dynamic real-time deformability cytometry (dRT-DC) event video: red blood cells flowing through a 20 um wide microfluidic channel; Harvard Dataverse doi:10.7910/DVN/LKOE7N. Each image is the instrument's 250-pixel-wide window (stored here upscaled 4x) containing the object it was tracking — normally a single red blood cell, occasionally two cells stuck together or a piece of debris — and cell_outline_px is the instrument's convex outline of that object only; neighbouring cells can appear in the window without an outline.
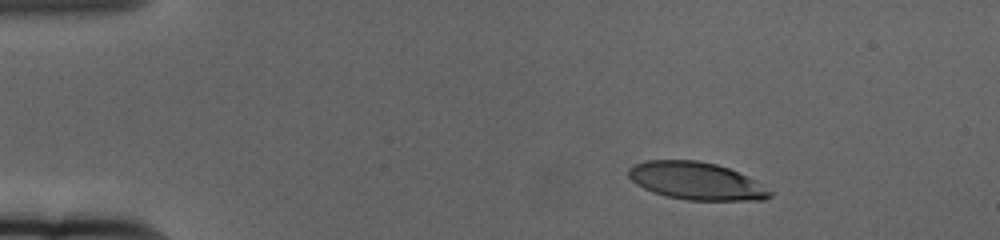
{"species": "human", "species_latin": "Homo sapiens", "temperature_condition": "cold", "stored_images_in_passage": 53, "camera_frame_rate_fps": 3000, "um_per_image_px": 0.085, "donor": {"sex": "female"}, "frame": {"image": 1, "passage_image": 1, "time_ms": 0.0, "image_size_px": [1000, 240], "cell_outline_px": [[772, 196], [764, 200], [688, 200], [664, 196], [652, 192], [636, 184], [628, 176], [628, 168], [632, 164], [648, 160], [696, 160], [716, 164], [728, 168], [748, 176], [756, 180], [772, 192]], "centroid_in_image_um": [59.17, 15.38], "position_along_channel_um": 25.8, "area_um2": 31.1}}
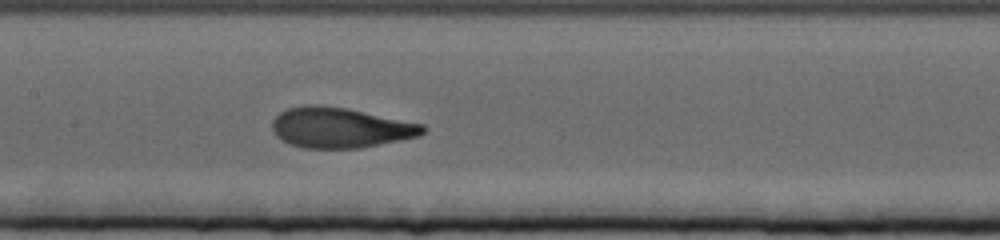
{"frame": {"image": 2, "passage_image": 22, "time_ms": 7.0, "image_size_px": [1000, 240], "cell_outline_px": [[428, 128], [420, 136], [360, 148], [304, 148], [280, 140], [272, 132], [272, 120], [280, 112], [288, 108], [308, 104], [320, 104], [348, 108], [424, 124]], "centroid_in_image_um": [28.92, 10.84], "position_along_channel_um": 178.5, "area_um2": 35.72}}
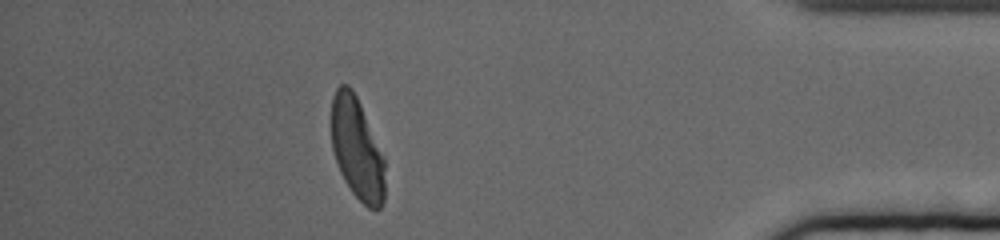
{"frame": {"image": 3, "passage_image": 46, "time_ms": 15.0, "image_size_px": [1000, 240], "cell_outline_px": [[384, 200], [380, 208], [368, 208], [352, 192], [344, 180], [340, 172], [332, 148], [332, 96], [336, 88], [340, 84], [348, 84], [352, 88], [360, 104], [384, 156]], "centroid_in_image_um": [30.34, 12.63], "position_along_channel_um": 404.9, "area_um2": 31.56}, "authors_computed_cell_mechanics": {"area_um2": 34.5644, "velocity_mm_per_s": 3.3328, "shape_relaxation_time_tau1_ms": 3.4505, "shape_relaxation_time_tau2_ms": 1.0288, "deformation_change_tau1": 0.1937, "deformation_change_tau2": 0.0748}}